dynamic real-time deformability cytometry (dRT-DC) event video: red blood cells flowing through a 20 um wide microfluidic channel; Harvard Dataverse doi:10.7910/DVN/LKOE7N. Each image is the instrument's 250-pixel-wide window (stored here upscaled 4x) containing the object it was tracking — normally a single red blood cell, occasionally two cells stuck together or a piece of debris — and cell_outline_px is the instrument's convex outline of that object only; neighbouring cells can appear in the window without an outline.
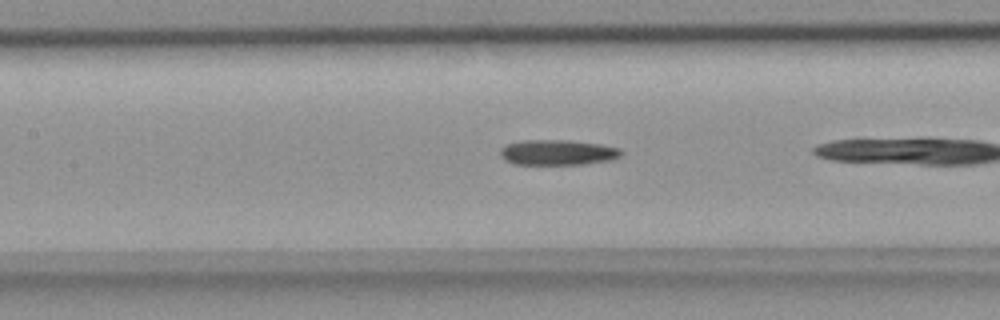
{"species": "common noctule bat (a hibernating species)", "species_latin": "Nyctalus noctula", "temperature_condition": "room temperature", "stored_images_in_passage": 24, "camera_frame_rate_fps": 3000, "um_per_image_px": 0.085, "animal": {"sex": "female", "body_mass_g": 18.4}, "frame": {"image": 1, "passage_image": 7, "time_ms": 2.0, "image_size_px": [1000, 320], "cell_outline_px": [[624, 152], [620, 156], [612, 160], [584, 164], [512, 164], [504, 160], [500, 156], [500, 148], [508, 144], [524, 140], [568, 140], [600, 144], [620, 148]], "centroid_in_image_um": [47.41, 12.96], "position_along_channel_um": 160.0, "area_um2": 17.98}}
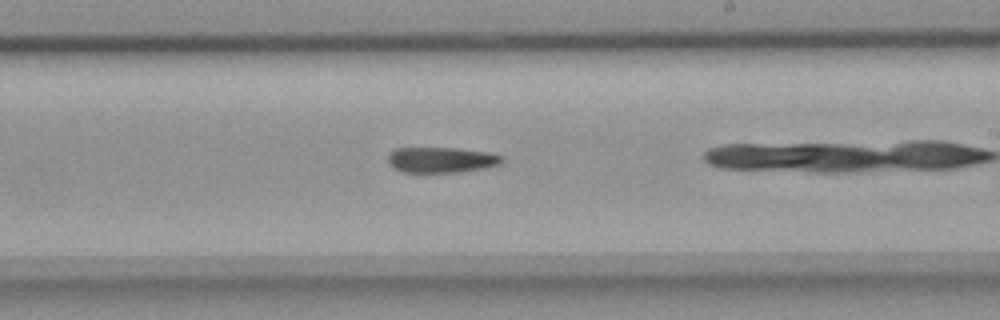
{"frame": {"image": 2, "passage_image": 14, "time_ms": 4.333, "image_size_px": [1000, 320], "cell_outline_px": [[504, 164], [488, 168], [456, 172], [400, 172], [392, 168], [388, 164], [388, 152], [396, 148], [456, 148], [488, 152], [504, 156]], "centroid_in_image_um": [37.53, 13.59], "position_along_channel_um": 251.5, "area_um2": 17.4}}
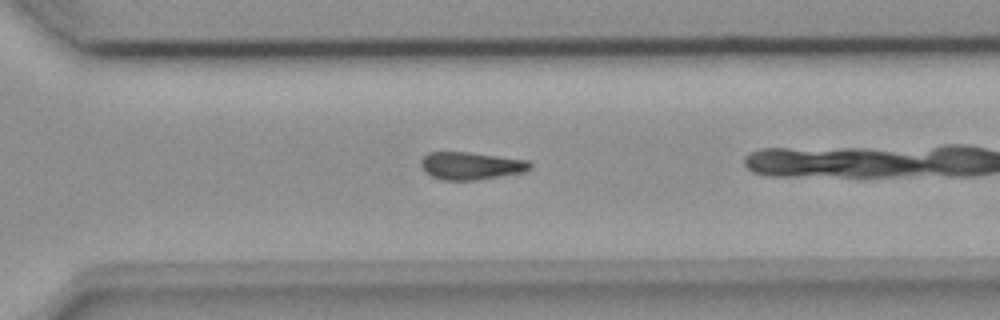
{"frame": {"image": 3, "passage_image": 20, "time_ms": 6.333, "image_size_px": [1000, 320], "cell_outline_px": [[532, 168], [520, 172], [476, 180], [440, 180], [424, 172], [420, 164], [420, 160], [428, 152], [468, 152], [528, 160], [532, 164]], "centroid_in_image_um": [39.98, 14.08], "position_along_channel_um": 330.6, "area_um2": 17.46}}